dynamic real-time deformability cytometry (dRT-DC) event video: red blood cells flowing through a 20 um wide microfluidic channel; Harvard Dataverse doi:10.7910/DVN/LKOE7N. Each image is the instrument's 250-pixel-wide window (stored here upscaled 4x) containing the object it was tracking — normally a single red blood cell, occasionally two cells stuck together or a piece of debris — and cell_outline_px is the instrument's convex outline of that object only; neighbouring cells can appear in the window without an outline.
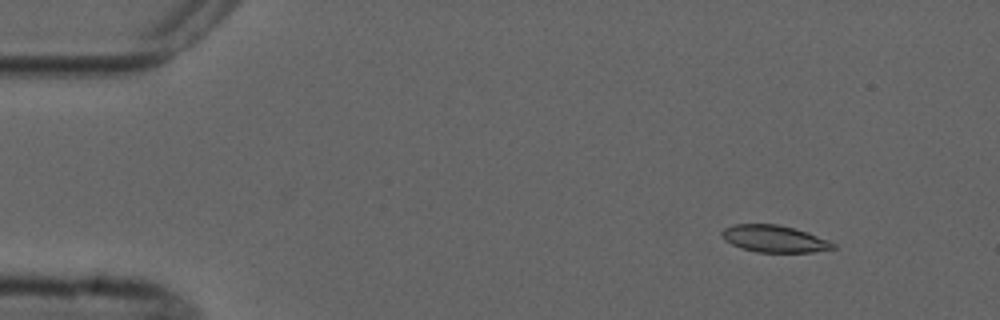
{"species": "common noctule bat (a hibernating species)", "species_latin": "Nyctalus noctula", "temperature_condition": "cold", "stored_images_in_passage": 5, "camera_frame_rate_fps": 3000, "um_per_image_px": 0.085, "animal": {"sex": "male", "forearm_length_mm": 52.5}, "frame": {"image": 1, "passage_image": 2, "time_ms": 1.333, "image_size_px": [1000, 320], "cell_outline_px": [[836, 248], [812, 252], [756, 252], [740, 248], [724, 240], [720, 232], [724, 228], [736, 224], [776, 224], [808, 232], [828, 240], [836, 244]], "centroid_in_image_um": [65.8, 20.3], "position_along_channel_um": 19.2, "area_um2": 17.46}}
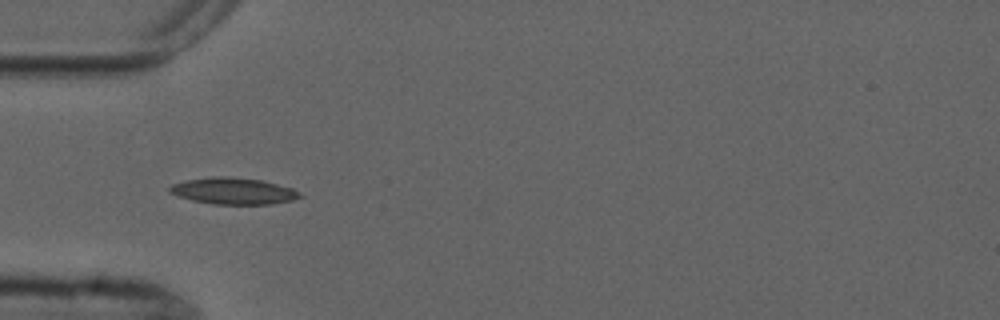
{"frame": {"image": 2, "passage_image": 5, "time_ms": 5.0, "image_size_px": [1000, 320], "cell_outline_px": [[304, 196], [292, 200], [272, 204], [212, 204], [192, 200], [168, 192], [168, 188], [172, 184], [188, 180], [212, 176], [224, 176], [260, 180], [292, 188], [300, 192]], "centroid_in_image_um": [19.84, 16.24], "position_along_channel_um": 65.2, "area_um2": 20.0}}